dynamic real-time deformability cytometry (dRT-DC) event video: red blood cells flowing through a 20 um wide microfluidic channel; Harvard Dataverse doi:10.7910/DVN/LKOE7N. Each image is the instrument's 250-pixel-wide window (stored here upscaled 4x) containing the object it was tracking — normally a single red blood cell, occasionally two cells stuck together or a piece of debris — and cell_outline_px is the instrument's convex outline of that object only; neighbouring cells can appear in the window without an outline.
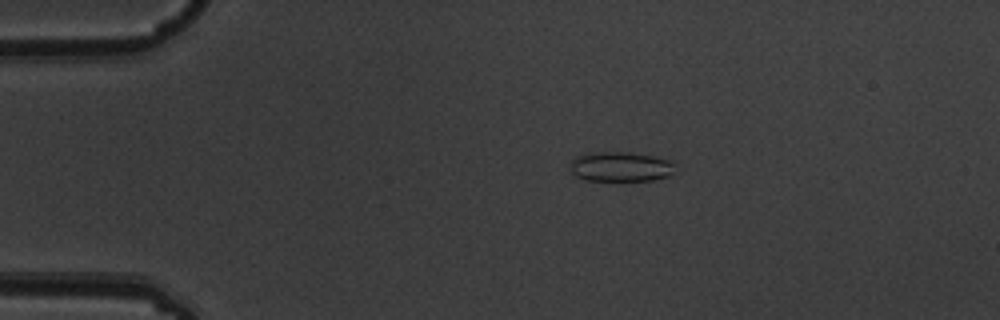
{"species": "common noctule bat (a hibernating species)", "species_latin": "Nyctalus noctula", "temperature_condition": "warm", "stored_images_in_passage": 5, "camera_frame_rate_fps": 3000, "um_per_image_px": 0.085, "animal": {"sex": "male", "body_mass_g": 19.5, "forearm_length_mm": 54.6}, "frame": {"image": 1, "passage_image": 3, "time_ms": 0.667, "image_size_px": [1000, 320], "cell_outline_px": [[680, 164], [672, 176], [652, 180], [584, 180], [576, 176], [572, 172], [572, 156], [592, 152], [628, 152], [652, 156], [672, 160]], "centroid_in_image_um": [52.84, 14.16], "position_along_channel_um": 32.2, "area_um2": 18.61}}